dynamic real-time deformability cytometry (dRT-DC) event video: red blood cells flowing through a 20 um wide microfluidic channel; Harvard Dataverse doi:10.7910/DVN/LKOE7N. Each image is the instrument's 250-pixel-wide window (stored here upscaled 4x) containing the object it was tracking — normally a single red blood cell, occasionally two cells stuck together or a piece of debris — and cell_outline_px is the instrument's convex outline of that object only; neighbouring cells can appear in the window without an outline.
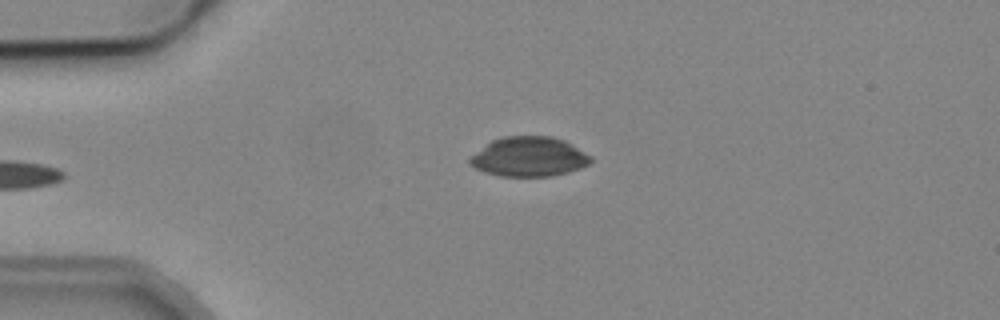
{"species": "common noctule bat (a hibernating species)", "species_latin": "Nyctalus noctula", "temperature_condition": "cold", "stored_images_in_passage": 6, "camera_frame_rate_fps": 3000, "um_per_image_px": 0.085, "animal": {"sex": "male", "body_mass_g": 19.2, "forearm_length_mm": 51.8}, "frame": {"image": 1, "passage_image": 6, "time_ms": 5.667, "image_size_px": [1000, 320], "cell_outline_px": [[592, 160], [588, 164], [580, 168], [568, 172], [552, 176], [500, 176], [484, 172], [468, 164], [468, 160], [472, 156], [492, 140], [504, 136], [552, 136], [564, 140], [572, 144], [592, 156]], "centroid_in_image_um": [44.98, 13.32], "position_along_channel_um": 40.0, "area_um2": 27.86}}